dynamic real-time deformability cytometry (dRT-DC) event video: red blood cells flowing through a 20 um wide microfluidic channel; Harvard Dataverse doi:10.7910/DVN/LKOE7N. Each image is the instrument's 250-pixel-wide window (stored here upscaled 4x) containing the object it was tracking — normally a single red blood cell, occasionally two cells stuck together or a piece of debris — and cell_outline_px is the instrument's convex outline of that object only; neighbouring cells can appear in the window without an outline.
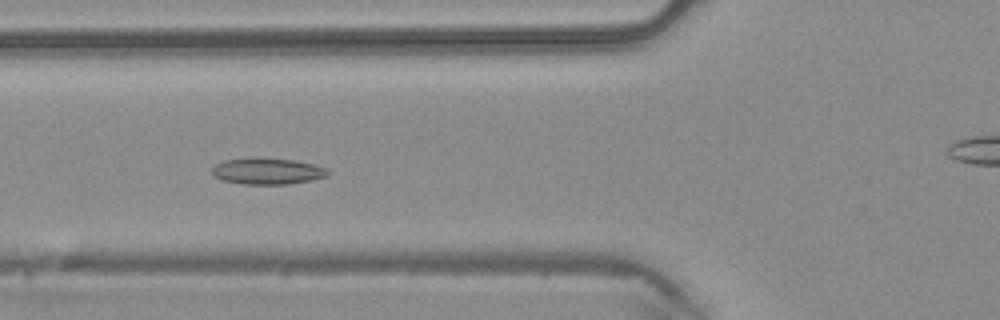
{"species": "common noctule bat (a hibernating species)", "species_latin": "Nyctalus noctula", "temperature_condition": "warm", "stored_images_in_passage": 38, "camera_frame_rate_fps": 3000, "um_per_image_px": 0.085, "animal": {"sex": "male", "body_mass_g": 20.4}, "frame": {"image": 1, "passage_image": 7, "time_ms": 2.0, "image_size_px": [1000, 320], "cell_outline_px": [[328, 176], [312, 180], [288, 184], [240, 184], [220, 180], [212, 176], [212, 168], [216, 164], [224, 160], [252, 156], [296, 160], [316, 164], [328, 168]], "centroid_in_image_um": [22.71, 14.53], "position_along_channel_um": 103.1, "area_um2": 18.38}}
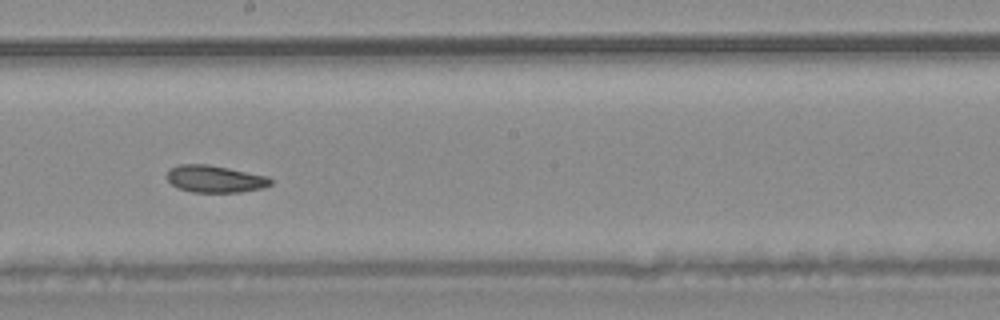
{"frame": {"image": 2, "passage_image": 16, "time_ms": 5.0, "image_size_px": [1000, 320], "cell_outline_px": [[272, 184], [264, 188], [240, 192], [192, 192], [176, 188], [168, 180], [168, 168], [180, 164], [208, 164], [268, 176], [272, 180]], "centroid_in_image_um": [18.27, 15.21], "position_along_channel_um": 229.9, "area_um2": 16.47}}
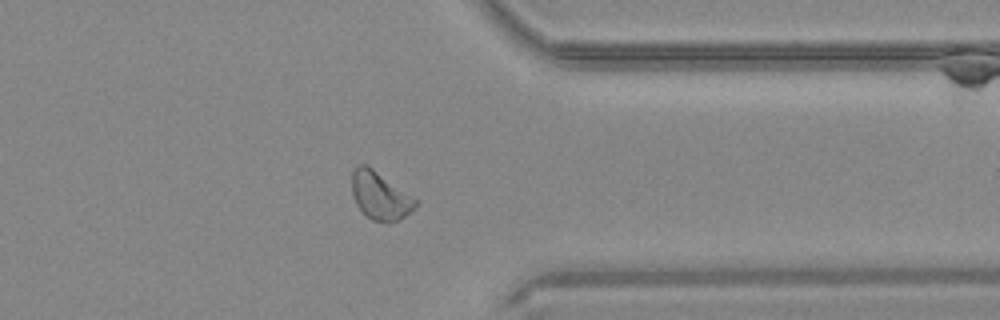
{"frame": {"image": 3, "passage_image": 27, "time_ms": 8.667, "image_size_px": [1000, 320], "cell_outline_px": [[420, 200], [400, 220], [388, 224], [384, 224], [372, 220], [356, 204], [352, 192], [352, 172], [356, 164], [364, 164], [372, 168]], "centroid_in_image_um": [32.31, 16.64], "position_along_channel_um": 379.1, "area_um2": 17.8}, "authors_computed_cell_mechanics": {"area_um2": 17.3689, "velocity_mm_per_s": 4.2255, "shape_relaxation_time_tau1_ms": null, "shape_relaxation_time_tau2_ms": 3.296, "deformation_change_tau1": null, "deformation_change_tau2": 0.0797}}